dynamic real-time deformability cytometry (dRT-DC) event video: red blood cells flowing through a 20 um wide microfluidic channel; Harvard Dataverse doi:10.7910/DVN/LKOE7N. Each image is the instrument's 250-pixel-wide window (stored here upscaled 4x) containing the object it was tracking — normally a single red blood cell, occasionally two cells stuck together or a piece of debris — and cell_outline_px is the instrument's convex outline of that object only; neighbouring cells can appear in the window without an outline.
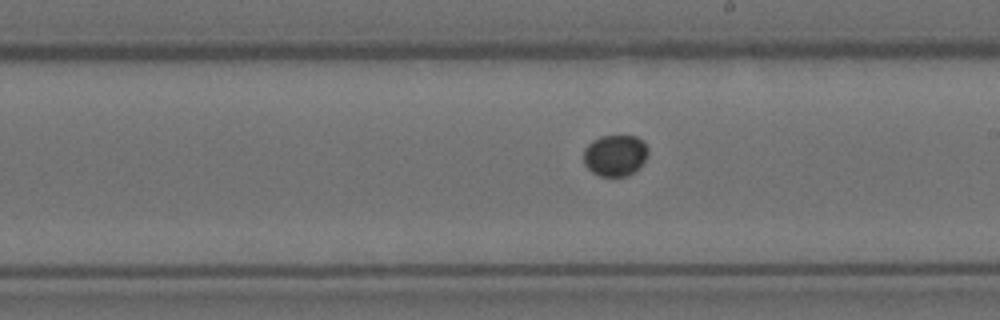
{"species": "Egyptian fruit bat (a non-hibernating species)", "species_latin": "Rousettus aegyptiacus", "temperature_condition": "room temperature", "stored_images_in_passage": 7, "camera_frame_rate_fps": 3000, "um_per_image_px": 0.085, "animal": {"sex": "female"}, "frame": {"image": 1, "passage_image": 7, "time_ms": 2.0, "image_size_px": [1000, 320], "cell_outline_px": [[648, 156], [628, 176], [600, 176], [592, 172], [584, 164], [584, 148], [592, 140], [600, 136], [636, 136], [644, 140], [648, 148]], "centroid_in_image_um": [52.28, 13.19], "position_along_channel_um": 236.7, "area_um2": 15.55}}